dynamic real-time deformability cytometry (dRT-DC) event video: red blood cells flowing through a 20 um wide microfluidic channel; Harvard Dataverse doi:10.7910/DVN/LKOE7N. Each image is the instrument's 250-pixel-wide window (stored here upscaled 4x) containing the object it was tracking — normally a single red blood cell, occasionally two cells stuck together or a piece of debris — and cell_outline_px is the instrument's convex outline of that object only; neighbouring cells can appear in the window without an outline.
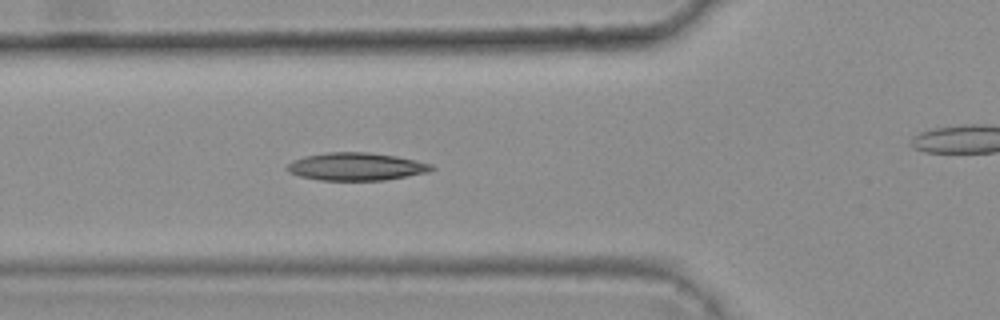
{"species": "common noctule bat (a hibernating species)", "species_latin": "Nyctalus noctula", "temperature_condition": "warm", "stored_images_in_passage": 9, "segment_of_instrument_passage": [1, 2], "camera_frame_rate_fps": 3000, "um_per_image_px": 0.085, "animal": {"sex": "female", "body_mass_g": 25.1}, "frame": {"image": 1, "passage_image": 8, "time_ms": 2.333, "image_size_px": [1000, 320], "cell_outline_px": [[436, 168], [428, 172], [384, 180], [320, 180], [300, 176], [288, 172], [284, 168], [292, 160], [304, 156], [324, 152], [368, 152], [396, 156], [416, 160], [432, 164]], "centroid_in_image_um": [30.25, 14.15], "position_along_channel_um": 95.6, "area_um2": 23.47}}